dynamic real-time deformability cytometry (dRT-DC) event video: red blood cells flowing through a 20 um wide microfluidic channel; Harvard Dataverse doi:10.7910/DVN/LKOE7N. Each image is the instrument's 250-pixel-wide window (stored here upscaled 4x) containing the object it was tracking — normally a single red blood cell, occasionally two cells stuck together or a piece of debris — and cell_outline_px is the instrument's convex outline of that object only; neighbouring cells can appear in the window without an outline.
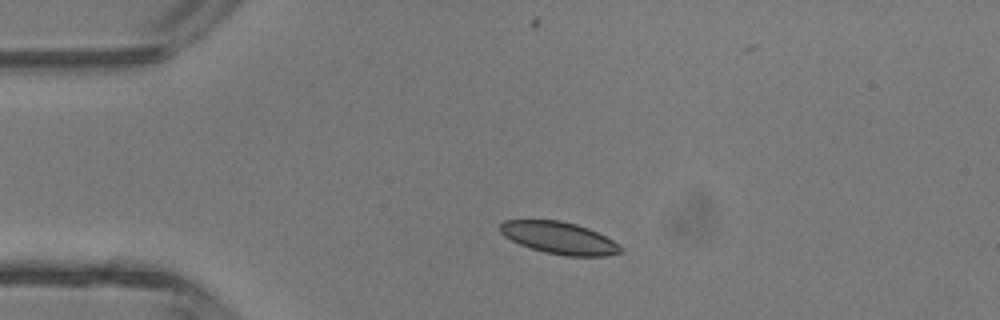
{"species": "common noctule bat (a hibernating species)", "species_latin": "Nyctalus noctula", "temperature_condition": "room temperature", "stored_images_in_passage": 2, "camera_frame_rate_fps": 3000, "um_per_image_px": 0.085, "animal": {"sex": "male", "body_mass_g": 13.3}, "frame": {"image": 1, "passage_image": 1, "time_ms": 0.0, "image_size_px": [1000, 320], "cell_outline_px": [[620, 252], [604, 256], [568, 256], [544, 252], [520, 244], [504, 236], [500, 232], [500, 224], [504, 220], [560, 220], [576, 224], [588, 228], [620, 244]], "centroid_in_image_um": [47.51, 20.21], "position_along_channel_um": 37.5, "area_um2": 22.25}}